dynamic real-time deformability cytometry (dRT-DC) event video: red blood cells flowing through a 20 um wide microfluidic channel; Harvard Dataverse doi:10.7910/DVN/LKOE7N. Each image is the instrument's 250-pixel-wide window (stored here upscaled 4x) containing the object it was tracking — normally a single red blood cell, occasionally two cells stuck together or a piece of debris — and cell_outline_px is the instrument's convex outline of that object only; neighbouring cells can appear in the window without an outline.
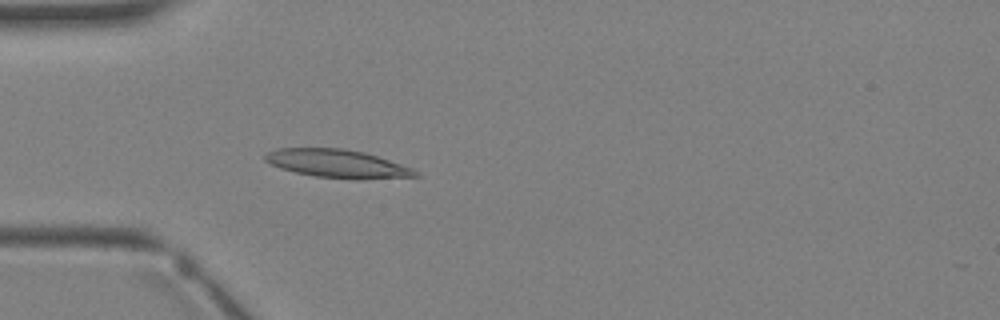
{"species": "Egyptian fruit bat (a non-hibernating species)", "species_latin": "Rousettus aegyptiacus", "temperature_condition": "warm", "stored_images_in_passage": 3, "camera_frame_rate_fps": 3000, "um_per_image_px": 0.085, "animal": {"sex": "female"}, "frame": {"image": 1, "passage_image": 3, "time_ms": 2.333, "image_size_px": [1000, 320], "cell_outline_px": [[420, 176], [360, 180], [356, 180], [316, 176], [296, 172], [280, 168], [264, 160], [264, 156], [268, 152], [276, 148], [344, 148], [364, 152], [412, 168], [420, 172]], "centroid_in_image_um": [28.7, 13.92], "position_along_channel_um": 56.3, "area_um2": 24.74}}